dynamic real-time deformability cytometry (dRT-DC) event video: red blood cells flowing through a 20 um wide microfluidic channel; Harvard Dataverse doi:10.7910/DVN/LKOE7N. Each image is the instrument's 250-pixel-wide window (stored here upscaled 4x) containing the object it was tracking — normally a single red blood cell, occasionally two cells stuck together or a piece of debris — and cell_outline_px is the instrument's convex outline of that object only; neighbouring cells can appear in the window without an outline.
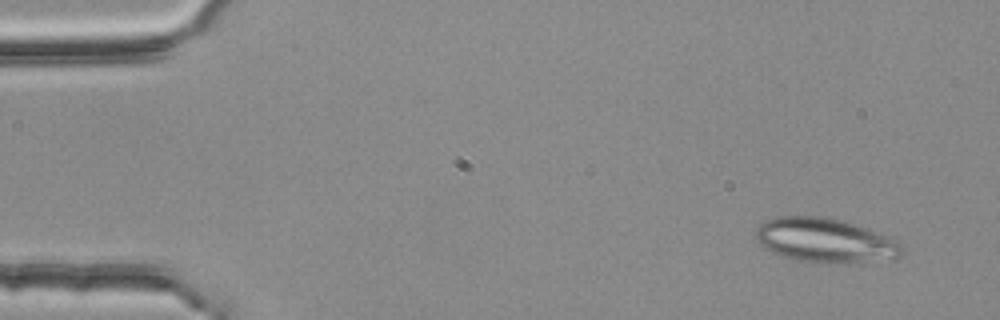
{"species": "common noctule bat (a hibernating species)", "species_latin": "Nyctalus noctula", "temperature_condition": "room temperature", "stored_images_in_passage": 5, "segment_of_instrument_passage": [2, 2], "camera_frame_rate_fps": 3000, "um_per_image_px": 0.085, "animal": {"sex": "female", "body_mass_g": 25.1}, "frame": {"image": 1, "passage_image": 5, "time_ms": 1.333, "image_size_px": [1000, 320], "cell_outline_px": [[904, 252], [900, 256], [840, 264], [796, 260], [780, 256], [764, 248], [756, 240], [756, 228], [764, 220], [776, 216], [828, 216], [844, 220], [856, 224], [900, 240], [904, 244]], "centroid_in_image_um": [70.13, 20.41], "position_along_channel_um": 14.9, "area_um2": 38.21}}